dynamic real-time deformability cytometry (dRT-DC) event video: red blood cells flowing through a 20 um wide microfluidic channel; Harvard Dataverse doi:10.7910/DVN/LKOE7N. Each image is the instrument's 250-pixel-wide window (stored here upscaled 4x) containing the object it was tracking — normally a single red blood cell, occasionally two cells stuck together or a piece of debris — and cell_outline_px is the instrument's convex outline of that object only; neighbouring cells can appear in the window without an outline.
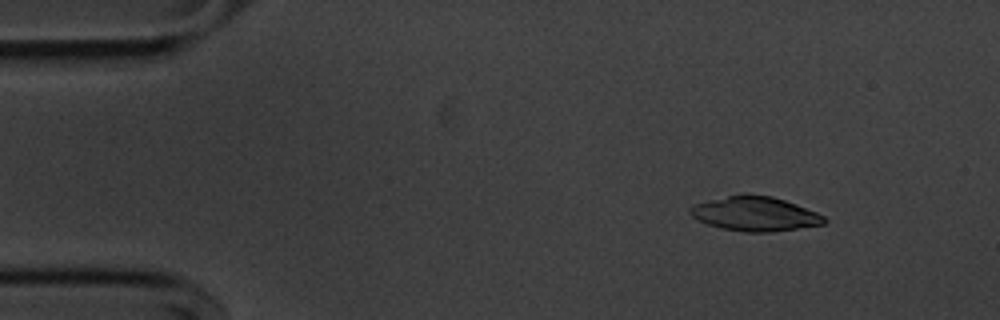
{"species": "common noctule bat (a hibernating species)", "species_latin": "Nyctalus noctula", "temperature_condition": "cold", "stored_images_in_passage": 54, "camera_frame_rate_fps": 3000, "um_per_image_px": 0.085, "animal": {"sex": "male", "body_mass_g": 20.1, "forearm_length_mm": 53.5}, "frame": {"image": 1, "passage_image": 6, "time_ms": 1.667, "image_size_px": [1000, 320], "cell_outline_px": [[828, 220], [824, 224], [768, 232], [744, 232], [720, 228], [708, 224], [692, 216], [688, 212], [688, 208], [696, 204], [744, 192], [772, 196], [796, 204], [816, 212], [824, 216]], "centroid_in_image_um": [64.18, 18.16], "position_along_channel_um": 20.8, "area_um2": 26.76}}
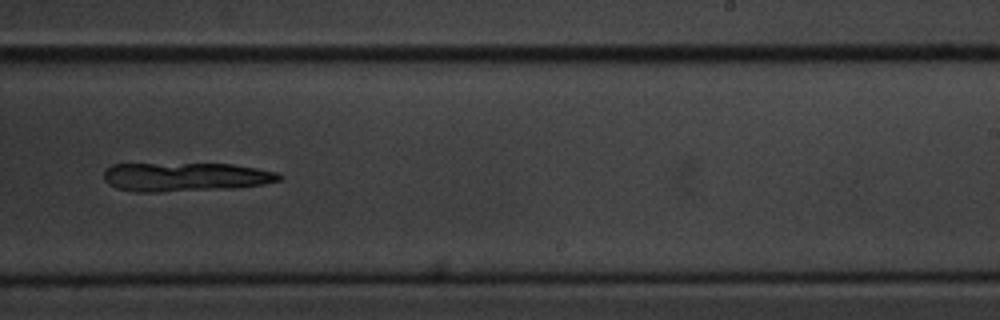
{"frame": {"image": 2, "passage_image": 33, "time_ms": 10.667, "image_size_px": [1000, 320], "cell_outline_px": [[284, 176], [280, 180], [264, 184], [232, 188], [156, 192], [136, 192], [116, 188], [108, 184], [104, 180], [104, 168], [112, 164], [232, 164], [256, 168], [276, 172]], "centroid_in_image_um": [15.73, 15.04], "position_along_channel_um": 273.3, "area_um2": 29.54}}
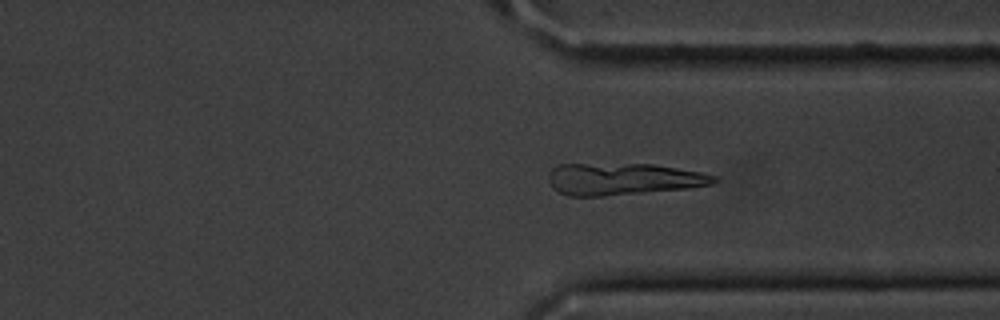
{"frame": {"image": 3, "passage_image": 40, "time_ms": 13.0, "image_size_px": [1000, 320], "cell_outline_px": [[720, 180], [712, 184], [688, 188], [604, 196], [568, 196], [552, 188], [548, 180], [548, 176], [552, 168], [556, 164], [652, 164], [700, 172], [716, 176]], "centroid_in_image_um": [52.93, 15.22], "position_along_channel_um": 358.5, "area_um2": 30.75}}